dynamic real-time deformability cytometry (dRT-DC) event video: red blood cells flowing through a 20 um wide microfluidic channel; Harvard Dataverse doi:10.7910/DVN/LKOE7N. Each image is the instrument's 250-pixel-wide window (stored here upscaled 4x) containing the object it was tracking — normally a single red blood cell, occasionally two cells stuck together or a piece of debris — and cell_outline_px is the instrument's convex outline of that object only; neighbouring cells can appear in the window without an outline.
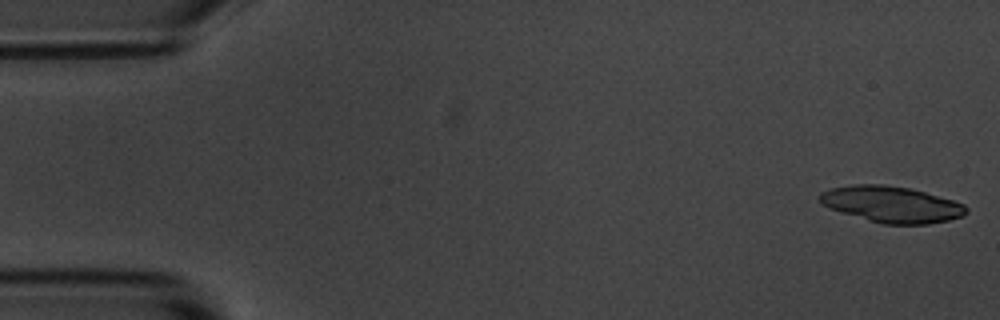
{"species": "common noctule bat (a hibernating species)", "species_latin": "Nyctalus noctula", "temperature_condition": "room temperature", "stored_images_in_passage": 39, "camera_frame_rate_fps": 3000, "um_per_image_px": 0.085, "animal": {"sex": "male", "body_mass_g": 20.1, "forearm_length_mm": 53.5}, "frame": {"image": 1, "passage_image": 1, "time_ms": 0.0, "image_size_px": [1000, 320], "cell_outline_px": [[968, 212], [964, 216], [948, 220], [928, 224], [884, 224], [868, 220], [840, 212], [828, 208], [820, 200], [820, 192], [828, 188], [852, 184], [884, 184], [912, 188], [952, 200], [964, 204], [968, 208]], "centroid_in_image_um": [75.78, 17.36], "position_along_channel_um": 9.2, "area_um2": 31.1}}